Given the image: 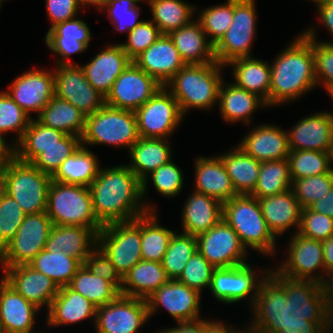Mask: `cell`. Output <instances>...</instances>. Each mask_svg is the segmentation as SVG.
Listing matches in <instances>:
<instances>
[{
    "label": "cell",
    "instance_id": "62",
    "mask_svg": "<svg viewBox=\"0 0 333 333\" xmlns=\"http://www.w3.org/2000/svg\"><path fill=\"white\" fill-rule=\"evenodd\" d=\"M49 29L56 24L65 22L78 16L83 10L77 0H45Z\"/></svg>",
    "mask_w": 333,
    "mask_h": 333
},
{
    "label": "cell",
    "instance_id": "52",
    "mask_svg": "<svg viewBox=\"0 0 333 333\" xmlns=\"http://www.w3.org/2000/svg\"><path fill=\"white\" fill-rule=\"evenodd\" d=\"M333 187V169L329 173L292 180L291 190L302 209L324 198Z\"/></svg>",
    "mask_w": 333,
    "mask_h": 333
},
{
    "label": "cell",
    "instance_id": "9",
    "mask_svg": "<svg viewBox=\"0 0 333 333\" xmlns=\"http://www.w3.org/2000/svg\"><path fill=\"white\" fill-rule=\"evenodd\" d=\"M252 265L253 263L249 262L233 267L215 268L209 288L211 297L219 304L226 306L245 300V303L248 301L247 306L251 308L261 282L268 276L271 269V266L267 268Z\"/></svg>",
    "mask_w": 333,
    "mask_h": 333
},
{
    "label": "cell",
    "instance_id": "5",
    "mask_svg": "<svg viewBox=\"0 0 333 333\" xmlns=\"http://www.w3.org/2000/svg\"><path fill=\"white\" fill-rule=\"evenodd\" d=\"M222 218L237 233L250 253L257 252L264 258H276L280 243L268 228L257 198L250 195L232 197L223 203Z\"/></svg>",
    "mask_w": 333,
    "mask_h": 333
},
{
    "label": "cell",
    "instance_id": "30",
    "mask_svg": "<svg viewBox=\"0 0 333 333\" xmlns=\"http://www.w3.org/2000/svg\"><path fill=\"white\" fill-rule=\"evenodd\" d=\"M263 217L273 235L279 239L298 231L302 207L291 189L286 192L258 199Z\"/></svg>",
    "mask_w": 333,
    "mask_h": 333
},
{
    "label": "cell",
    "instance_id": "56",
    "mask_svg": "<svg viewBox=\"0 0 333 333\" xmlns=\"http://www.w3.org/2000/svg\"><path fill=\"white\" fill-rule=\"evenodd\" d=\"M25 217L17 201L3 192L0 196V252L15 236Z\"/></svg>",
    "mask_w": 333,
    "mask_h": 333
},
{
    "label": "cell",
    "instance_id": "19",
    "mask_svg": "<svg viewBox=\"0 0 333 333\" xmlns=\"http://www.w3.org/2000/svg\"><path fill=\"white\" fill-rule=\"evenodd\" d=\"M55 96L67 100L86 116L105 105V97L87 81L80 64L54 67Z\"/></svg>",
    "mask_w": 333,
    "mask_h": 333
},
{
    "label": "cell",
    "instance_id": "23",
    "mask_svg": "<svg viewBox=\"0 0 333 333\" xmlns=\"http://www.w3.org/2000/svg\"><path fill=\"white\" fill-rule=\"evenodd\" d=\"M250 127L236 143L246 154L261 162L288 159L290 149L285 128L268 122Z\"/></svg>",
    "mask_w": 333,
    "mask_h": 333
},
{
    "label": "cell",
    "instance_id": "42",
    "mask_svg": "<svg viewBox=\"0 0 333 333\" xmlns=\"http://www.w3.org/2000/svg\"><path fill=\"white\" fill-rule=\"evenodd\" d=\"M161 223L158 211H149L141 216L142 260L162 262L176 230L164 227Z\"/></svg>",
    "mask_w": 333,
    "mask_h": 333
},
{
    "label": "cell",
    "instance_id": "74",
    "mask_svg": "<svg viewBox=\"0 0 333 333\" xmlns=\"http://www.w3.org/2000/svg\"><path fill=\"white\" fill-rule=\"evenodd\" d=\"M327 95H329V97L332 99L333 101V87L329 88L327 91H326Z\"/></svg>",
    "mask_w": 333,
    "mask_h": 333
},
{
    "label": "cell",
    "instance_id": "15",
    "mask_svg": "<svg viewBox=\"0 0 333 333\" xmlns=\"http://www.w3.org/2000/svg\"><path fill=\"white\" fill-rule=\"evenodd\" d=\"M150 321L147 301L119 295L114 301L97 307L96 333H143Z\"/></svg>",
    "mask_w": 333,
    "mask_h": 333
},
{
    "label": "cell",
    "instance_id": "60",
    "mask_svg": "<svg viewBox=\"0 0 333 333\" xmlns=\"http://www.w3.org/2000/svg\"><path fill=\"white\" fill-rule=\"evenodd\" d=\"M84 265L102 279L112 282L119 290L122 286V277L116 271L110 258L97 245L88 255Z\"/></svg>",
    "mask_w": 333,
    "mask_h": 333
},
{
    "label": "cell",
    "instance_id": "36",
    "mask_svg": "<svg viewBox=\"0 0 333 333\" xmlns=\"http://www.w3.org/2000/svg\"><path fill=\"white\" fill-rule=\"evenodd\" d=\"M168 280L160 262L141 260L123 276L120 294L146 300Z\"/></svg>",
    "mask_w": 333,
    "mask_h": 333
},
{
    "label": "cell",
    "instance_id": "21",
    "mask_svg": "<svg viewBox=\"0 0 333 333\" xmlns=\"http://www.w3.org/2000/svg\"><path fill=\"white\" fill-rule=\"evenodd\" d=\"M289 149L313 150L333 154V112L307 114L287 130Z\"/></svg>",
    "mask_w": 333,
    "mask_h": 333
},
{
    "label": "cell",
    "instance_id": "28",
    "mask_svg": "<svg viewBox=\"0 0 333 333\" xmlns=\"http://www.w3.org/2000/svg\"><path fill=\"white\" fill-rule=\"evenodd\" d=\"M132 62L162 86L186 65L168 34H163Z\"/></svg>",
    "mask_w": 333,
    "mask_h": 333
},
{
    "label": "cell",
    "instance_id": "22",
    "mask_svg": "<svg viewBox=\"0 0 333 333\" xmlns=\"http://www.w3.org/2000/svg\"><path fill=\"white\" fill-rule=\"evenodd\" d=\"M3 280L17 293L43 311L49 310L59 291L57 284L48 276L29 265L0 268ZM47 307V308H46Z\"/></svg>",
    "mask_w": 333,
    "mask_h": 333
},
{
    "label": "cell",
    "instance_id": "26",
    "mask_svg": "<svg viewBox=\"0 0 333 333\" xmlns=\"http://www.w3.org/2000/svg\"><path fill=\"white\" fill-rule=\"evenodd\" d=\"M193 161V191L209 195L222 204L238 195L219 155H197Z\"/></svg>",
    "mask_w": 333,
    "mask_h": 333
},
{
    "label": "cell",
    "instance_id": "66",
    "mask_svg": "<svg viewBox=\"0 0 333 333\" xmlns=\"http://www.w3.org/2000/svg\"><path fill=\"white\" fill-rule=\"evenodd\" d=\"M310 208L333 219V187L324 198L314 202Z\"/></svg>",
    "mask_w": 333,
    "mask_h": 333
},
{
    "label": "cell",
    "instance_id": "8",
    "mask_svg": "<svg viewBox=\"0 0 333 333\" xmlns=\"http://www.w3.org/2000/svg\"><path fill=\"white\" fill-rule=\"evenodd\" d=\"M4 192L21 206L26 215L45 212L52 177L32 163L14 157L3 167Z\"/></svg>",
    "mask_w": 333,
    "mask_h": 333
},
{
    "label": "cell",
    "instance_id": "64",
    "mask_svg": "<svg viewBox=\"0 0 333 333\" xmlns=\"http://www.w3.org/2000/svg\"><path fill=\"white\" fill-rule=\"evenodd\" d=\"M212 319V317L205 318L203 316L195 320L179 321L176 322L177 325H169L168 328L156 330V333H205V327Z\"/></svg>",
    "mask_w": 333,
    "mask_h": 333
},
{
    "label": "cell",
    "instance_id": "38",
    "mask_svg": "<svg viewBox=\"0 0 333 333\" xmlns=\"http://www.w3.org/2000/svg\"><path fill=\"white\" fill-rule=\"evenodd\" d=\"M95 153L81 145L74 154L61 163L52 176V181L89 187L103 167Z\"/></svg>",
    "mask_w": 333,
    "mask_h": 333
},
{
    "label": "cell",
    "instance_id": "71",
    "mask_svg": "<svg viewBox=\"0 0 333 333\" xmlns=\"http://www.w3.org/2000/svg\"><path fill=\"white\" fill-rule=\"evenodd\" d=\"M80 8L84 11L85 8L93 7L99 12L105 7L107 0H77Z\"/></svg>",
    "mask_w": 333,
    "mask_h": 333
},
{
    "label": "cell",
    "instance_id": "27",
    "mask_svg": "<svg viewBox=\"0 0 333 333\" xmlns=\"http://www.w3.org/2000/svg\"><path fill=\"white\" fill-rule=\"evenodd\" d=\"M40 311L4 280L0 282V333L37 331L35 321Z\"/></svg>",
    "mask_w": 333,
    "mask_h": 333
},
{
    "label": "cell",
    "instance_id": "67",
    "mask_svg": "<svg viewBox=\"0 0 333 333\" xmlns=\"http://www.w3.org/2000/svg\"><path fill=\"white\" fill-rule=\"evenodd\" d=\"M326 330L319 324L306 322V325L284 326L278 333H325Z\"/></svg>",
    "mask_w": 333,
    "mask_h": 333
},
{
    "label": "cell",
    "instance_id": "33",
    "mask_svg": "<svg viewBox=\"0 0 333 333\" xmlns=\"http://www.w3.org/2000/svg\"><path fill=\"white\" fill-rule=\"evenodd\" d=\"M171 144L163 138H139L127 153L130 162L126 165L143 182L149 174L173 159L174 147Z\"/></svg>",
    "mask_w": 333,
    "mask_h": 333
},
{
    "label": "cell",
    "instance_id": "32",
    "mask_svg": "<svg viewBox=\"0 0 333 333\" xmlns=\"http://www.w3.org/2000/svg\"><path fill=\"white\" fill-rule=\"evenodd\" d=\"M168 35L186 64L217 62L214 44L206 36L197 18Z\"/></svg>",
    "mask_w": 333,
    "mask_h": 333
},
{
    "label": "cell",
    "instance_id": "34",
    "mask_svg": "<svg viewBox=\"0 0 333 333\" xmlns=\"http://www.w3.org/2000/svg\"><path fill=\"white\" fill-rule=\"evenodd\" d=\"M97 246V234L81 226L53 225L45 249L63 251L84 265L89 253Z\"/></svg>",
    "mask_w": 333,
    "mask_h": 333
},
{
    "label": "cell",
    "instance_id": "1",
    "mask_svg": "<svg viewBox=\"0 0 333 333\" xmlns=\"http://www.w3.org/2000/svg\"><path fill=\"white\" fill-rule=\"evenodd\" d=\"M249 333H278L284 326L319 323L329 331V312L321 283L291 279L273 267L250 308Z\"/></svg>",
    "mask_w": 333,
    "mask_h": 333
},
{
    "label": "cell",
    "instance_id": "78",
    "mask_svg": "<svg viewBox=\"0 0 333 333\" xmlns=\"http://www.w3.org/2000/svg\"><path fill=\"white\" fill-rule=\"evenodd\" d=\"M3 280V273L2 275L0 274V282Z\"/></svg>",
    "mask_w": 333,
    "mask_h": 333
},
{
    "label": "cell",
    "instance_id": "54",
    "mask_svg": "<svg viewBox=\"0 0 333 333\" xmlns=\"http://www.w3.org/2000/svg\"><path fill=\"white\" fill-rule=\"evenodd\" d=\"M214 269L215 267L197 250L188 260L177 280L203 295L204 289L209 291Z\"/></svg>",
    "mask_w": 333,
    "mask_h": 333
},
{
    "label": "cell",
    "instance_id": "70",
    "mask_svg": "<svg viewBox=\"0 0 333 333\" xmlns=\"http://www.w3.org/2000/svg\"><path fill=\"white\" fill-rule=\"evenodd\" d=\"M328 310H333V272L328 274L322 283Z\"/></svg>",
    "mask_w": 333,
    "mask_h": 333
},
{
    "label": "cell",
    "instance_id": "17",
    "mask_svg": "<svg viewBox=\"0 0 333 333\" xmlns=\"http://www.w3.org/2000/svg\"><path fill=\"white\" fill-rule=\"evenodd\" d=\"M11 82L4 90L31 118L33 114L37 116L55 95L54 67H31Z\"/></svg>",
    "mask_w": 333,
    "mask_h": 333
},
{
    "label": "cell",
    "instance_id": "51",
    "mask_svg": "<svg viewBox=\"0 0 333 333\" xmlns=\"http://www.w3.org/2000/svg\"><path fill=\"white\" fill-rule=\"evenodd\" d=\"M141 9L140 4L134 0H113L107 2L105 7L100 13H105L107 19L113 26L114 31L125 33V36L129 31L133 30L141 20Z\"/></svg>",
    "mask_w": 333,
    "mask_h": 333
},
{
    "label": "cell",
    "instance_id": "12",
    "mask_svg": "<svg viewBox=\"0 0 333 333\" xmlns=\"http://www.w3.org/2000/svg\"><path fill=\"white\" fill-rule=\"evenodd\" d=\"M287 247L280 263L273 268L291 279L313 280L323 283L328 275L325 271L323 246L321 241L289 233ZM286 251V252H285Z\"/></svg>",
    "mask_w": 333,
    "mask_h": 333
},
{
    "label": "cell",
    "instance_id": "73",
    "mask_svg": "<svg viewBox=\"0 0 333 333\" xmlns=\"http://www.w3.org/2000/svg\"><path fill=\"white\" fill-rule=\"evenodd\" d=\"M313 2L315 4V8H317L319 5L323 4V3H327L328 1H332V0H308V2Z\"/></svg>",
    "mask_w": 333,
    "mask_h": 333
},
{
    "label": "cell",
    "instance_id": "31",
    "mask_svg": "<svg viewBox=\"0 0 333 333\" xmlns=\"http://www.w3.org/2000/svg\"><path fill=\"white\" fill-rule=\"evenodd\" d=\"M223 214V204L209 195L191 191L181 208L182 233L197 237L214 227Z\"/></svg>",
    "mask_w": 333,
    "mask_h": 333
},
{
    "label": "cell",
    "instance_id": "43",
    "mask_svg": "<svg viewBox=\"0 0 333 333\" xmlns=\"http://www.w3.org/2000/svg\"><path fill=\"white\" fill-rule=\"evenodd\" d=\"M65 135L62 131L46 127L32 117L15 146V157L22 162L32 163L45 148L57 145Z\"/></svg>",
    "mask_w": 333,
    "mask_h": 333
},
{
    "label": "cell",
    "instance_id": "58",
    "mask_svg": "<svg viewBox=\"0 0 333 333\" xmlns=\"http://www.w3.org/2000/svg\"><path fill=\"white\" fill-rule=\"evenodd\" d=\"M91 29L81 16L56 24L47 30L43 39H70L83 43L87 48L92 41Z\"/></svg>",
    "mask_w": 333,
    "mask_h": 333
},
{
    "label": "cell",
    "instance_id": "49",
    "mask_svg": "<svg viewBox=\"0 0 333 333\" xmlns=\"http://www.w3.org/2000/svg\"><path fill=\"white\" fill-rule=\"evenodd\" d=\"M203 8L196 10V18L201 22L208 39L215 45L232 24L234 0H225Z\"/></svg>",
    "mask_w": 333,
    "mask_h": 333
},
{
    "label": "cell",
    "instance_id": "25",
    "mask_svg": "<svg viewBox=\"0 0 333 333\" xmlns=\"http://www.w3.org/2000/svg\"><path fill=\"white\" fill-rule=\"evenodd\" d=\"M217 108L226 124L240 123L247 127L252 126L255 112L261 108L265 111L268 106L258 95L237 86L232 81L226 82L224 78L219 88Z\"/></svg>",
    "mask_w": 333,
    "mask_h": 333
},
{
    "label": "cell",
    "instance_id": "39",
    "mask_svg": "<svg viewBox=\"0 0 333 333\" xmlns=\"http://www.w3.org/2000/svg\"><path fill=\"white\" fill-rule=\"evenodd\" d=\"M35 119L46 127L57 129L66 135L81 138L85 130L86 115L67 100L55 95Z\"/></svg>",
    "mask_w": 333,
    "mask_h": 333
},
{
    "label": "cell",
    "instance_id": "18",
    "mask_svg": "<svg viewBox=\"0 0 333 333\" xmlns=\"http://www.w3.org/2000/svg\"><path fill=\"white\" fill-rule=\"evenodd\" d=\"M201 295L178 280H168L146 301L150 319L156 312L166 310L175 322L199 319L202 316ZM162 308V309H161Z\"/></svg>",
    "mask_w": 333,
    "mask_h": 333
},
{
    "label": "cell",
    "instance_id": "6",
    "mask_svg": "<svg viewBox=\"0 0 333 333\" xmlns=\"http://www.w3.org/2000/svg\"><path fill=\"white\" fill-rule=\"evenodd\" d=\"M139 138L134 111L105 104L94 114L86 116L81 145L87 148L112 146L114 149H125L128 153Z\"/></svg>",
    "mask_w": 333,
    "mask_h": 333
},
{
    "label": "cell",
    "instance_id": "72",
    "mask_svg": "<svg viewBox=\"0 0 333 333\" xmlns=\"http://www.w3.org/2000/svg\"><path fill=\"white\" fill-rule=\"evenodd\" d=\"M4 192L3 167L0 166V196Z\"/></svg>",
    "mask_w": 333,
    "mask_h": 333
},
{
    "label": "cell",
    "instance_id": "41",
    "mask_svg": "<svg viewBox=\"0 0 333 333\" xmlns=\"http://www.w3.org/2000/svg\"><path fill=\"white\" fill-rule=\"evenodd\" d=\"M151 21L154 22L162 34L187 25L196 18L198 6L185 0H147Z\"/></svg>",
    "mask_w": 333,
    "mask_h": 333
},
{
    "label": "cell",
    "instance_id": "57",
    "mask_svg": "<svg viewBox=\"0 0 333 333\" xmlns=\"http://www.w3.org/2000/svg\"><path fill=\"white\" fill-rule=\"evenodd\" d=\"M304 237L323 241L333 236V219L313 211L310 207L302 209L297 231Z\"/></svg>",
    "mask_w": 333,
    "mask_h": 333
},
{
    "label": "cell",
    "instance_id": "65",
    "mask_svg": "<svg viewBox=\"0 0 333 333\" xmlns=\"http://www.w3.org/2000/svg\"><path fill=\"white\" fill-rule=\"evenodd\" d=\"M228 324L226 321L214 318L206 325L205 333H249L247 324H240L237 327Z\"/></svg>",
    "mask_w": 333,
    "mask_h": 333
},
{
    "label": "cell",
    "instance_id": "37",
    "mask_svg": "<svg viewBox=\"0 0 333 333\" xmlns=\"http://www.w3.org/2000/svg\"><path fill=\"white\" fill-rule=\"evenodd\" d=\"M217 154L225 165L236 193L250 195L259 178L261 161L246 154L237 144Z\"/></svg>",
    "mask_w": 333,
    "mask_h": 333
},
{
    "label": "cell",
    "instance_id": "48",
    "mask_svg": "<svg viewBox=\"0 0 333 333\" xmlns=\"http://www.w3.org/2000/svg\"><path fill=\"white\" fill-rule=\"evenodd\" d=\"M197 251V238L176 231L162 259V267L169 280H177L191 256Z\"/></svg>",
    "mask_w": 333,
    "mask_h": 333
},
{
    "label": "cell",
    "instance_id": "24",
    "mask_svg": "<svg viewBox=\"0 0 333 333\" xmlns=\"http://www.w3.org/2000/svg\"><path fill=\"white\" fill-rule=\"evenodd\" d=\"M108 43L89 62L80 64L87 81L104 97L111 91L115 80L132 63L120 42Z\"/></svg>",
    "mask_w": 333,
    "mask_h": 333
},
{
    "label": "cell",
    "instance_id": "29",
    "mask_svg": "<svg viewBox=\"0 0 333 333\" xmlns=\"http://www.w3.org/2000/svg\"><path fill=\"white\" fill-rule=\"evenodd\" d=\"M97 307L80 293L68 286L59 287L58 294L52 300L49 310L46 312L44 326L66 327L82 323L86 320L95 324Z\"/></svg>",
    "mask_w": 333,
    "mask_h": 333
},
{
    "label": "cell",
    "instance_id": "10",
    "mask_svg": "<svg viewBox=\"0 0 333 333\" xmlns=\"http://www.w3.org/2000/svg\"><path fill=\"white\" fill-rule=\"evenodd\" d=\"M256 6V0H234L232 24L214 45L216 60L222 66L239 58L253 57L252 47L258 35Z\"/></svg>",
    "mask_w": 333,
    "mask_h": 333
},
{
    "label": "cell",
    "instance_id": "3",
    "mask_svg": "<svg viewBox=\"0 0 333 333\" xmlns=\"http://www.w3.org/2000/svg\"><path fill=\"white\" fill-rule=\"evenodd\" d=\"M291 40L270 62L269 109L296 102L318 87L312 39L301 32Z\"/></svg>",
    "mask_w": 333,
    "mask_h": 333
},
{
    "label": "cell",
    "instance_id": "50",
    "mask_svg": "<svg viewBox=\"0 0 333 333\" xmlns=\"http://www.w3.org/2000/svg\"><path fill=\"white\" fill-rule=\"evenodd\" d=\"M31 117L9 96L3 89L0 90V135L13 133L11 144L15 147L27 129ZM12 132V133H11Z\"/></svg>",
    "mask_w": 333,
    "mask_h": 333
},
{
    "label": "cell",
    "instance_id": "63",
    "mask_svg": "<svg viewBox=\"0 0 333 333\" xmlns=\"http://www.w3.org/2000/svg\"><path fill=\"white\" fill-rule=\"evenodd\" d=\"M316 15H317V24L320 25V27L324 26V30H328L329 35L331 34V37L333 39V0L332 1H328L327 3H323L321 5H319L316 8ZM322 24V26H321ZM318 25L315 24H311L308 26V28H304V30L302 31L309 39L312 40H316L318 42L321 43H326V44H333V40L331 39V41L327 39L324 40L322 38V40H319L320 38L318 36H320V34H318L320 31L319 28H317ZM318 34V35H317Z\"/></svg>",
    "mask_w": 333,
    "mask_h": 333
},
{
    "label": "cell",
    "instance_id": "61",
    "mask_svg": "<svg viewBox=\"0 0 333 333\" xmlns=\"http://www.w3.org/2000/svg\"><path fill=\"white\" fill-rule=\"evenodd\" d=\"M46 48L53 53L55 65H70L79 64L72 62L70 57L73 55L81 54L88 50V48L81 42L70 39H44Z\"/></svg>",
    "mask_w": 333,
    "mask_h": 333
},
{
    "label": "cell",
    "instance_id": "16",
    "mask_svg": "<svg viewBox=\"0 0 333 333\" xmlns=\"http://www.w3.org/2000/svg\"><path fill=\"white\" fill-rule=\"evenodd\" d=\"M196 238L197 250L215 268L233 267L250 262L251 253L223 218Z\"/></svg>",
    "mask_w": 333,
    "mask_h": 333
},
{
    "label": "cell",
    "instance_id": "46",
    "mask_svg": "<svg viewBox=\"0 0 333 333\" xmlns=\"http://www.w3.org/2000/svg\"><path fill=\"white\" fill-rule=\"evenodd\" d=\"M288 159L261 162L259 178L250 196L262 199L291 189Z\"/></svg>",
    "mask_w": 333,
    "mask_h": 333
},
{
    "label": "cell",
    "instance_id": "55",
    "mask_svg": "<svg viewBox=\"0 0 333 333\" xmlns=\"http://www.w3.org/2000/svg\"><path fill=\"white\" fill-rule=\"evenodd\" d=\"M163 34L158 26L150 19H144L133 30L129 31L125 42L120 45L127 56L133 61Z\"/></svg>",
    "mask_w": 333,
    "mask_h": 333
},
{
    "label": "cell",
    "instance_id": "45",
    "mask_svg": "<svg viewBox=\"0 0 333 333\" xmlns=\"http://www.w3.org/2000/svg\"><path fill=\"white\" fill-rule=\"evenodd\" d=\"M67 286L96 307L104 306L120 295V290L112 282L94 275L85 265L77 270Z\"/></svg>",
    "mask_w": 333,
    "mask_h": 333
},
{
    "label": "cell",
    "instance_id": "47",
    "mask_svg": "<svg viewBox=\"0 0 333 333\" xmlns=\"http://www.w3.org/2000/svg\"><path fill=\"white\" fill-rule=\"evenodd\" d=\"M288 161L291 181L329 173L333 169V154L322 151H290Z\"/></svg>",
    "mask_w": 333,
    "mask_h": 333
},
{
    "label": "cell",
    "instance_id": "2",
    "mask_svg": "<svg viewBox=\"0 0 333 333\" xmlns=\"http://www.w3.org/2000/svg\"><path fill=\"white\" fill-rule=\"evenodd\" d=\"M89 189L95 217L103 226L131 221L149 212L142 197V182L126 164L101 167Z\"/></svg>",
    "mask_w": 333,
    "mask_h": 333
},
{
    "label": "cell",
    "instance_id": "40",
    "mask_svg": "<svg viewBox=\"0 0 333 333\" xmlns=\"http://www.w3.org/2000/svg\"><path fill=\"white\" fill-rule=\"evenodd\" d=\"M185 175L181 167L172 159L149 174L142 182V197L148 211H158L157 205L149 198L151 183L157 194L166 199L179 197L186 186ZM152 181V182H151ZM149 185V186H148ZM150 200V201H149Z\"/></svg>",
    "mask_w": 333,
    "mask_h": 333
},
{
    "label": "cell",
    "instance_id": "75",
    "mask_svg": "<svg viewBox=\"0 0 333 333\" xmlns=\"http://www.w3.org/2000/svg\"><path fill=\"white\" fill-rule=\"evenodd\" d=\"M40 327H41V326L39 325L38 330L35 331V332H32V333H50L49 331L46 332L44 329L41 330ZM44 331H45V332H44Z\"/></svg>",
    "mask_w": 333,
    "mask_h": 333
},
{
    "label": "cell",
    "instance_id": "77",
    "mask_svg": "<svg viewBox=\"0 0 333 333\" xmlns=\"http://www.w3.org/2000/svg\"><path fill=\"white\" fill-rule=\"evenodd\" d=\"M4 2H6V0H0V12H1V10H2V7H3Z\"/></svg>",
    "mask_w": 333,
    "mask_h": 333
},
{
    "label": "cell",
    "instance_id": "4",
    "mask_svg": "<svg viewBox=\"0 0 333 333\" xmlns=\"http://www.w3.org/2000/svg\"><path fill=\"white\" fill-rule=\"evenodd\" d=\"M225 70L218 62L186 64L165 85L178 101L184 117L193 109L207 112L217 107Z\"/></svg>",
    "mask_w": 333,
    "mask_h": 333
},
{
    "label": "cell",
    "instance_id": "53",
    "mask_svg": "<svg viewBox=\"0 0 333 333\" xmlns=\"http://www.w3.org/2000/svg\"><path fill=\"white\" fill-rule=\"evenodd\" d=\"M81 146V138L74 135H65L57 145L45 148L44 151L32 162L41 172L51 177L61 166V163L74 154Z\"/></svg>",
    "mask_w": 333,
    "mask_h": 333
},
{
    "label": "cell",
    "instance_id": "11",
    "mask_svg": "<svg viewBox=\"0 0 333 333\" xmlns=\"http://www.w3.org/2000/svg\"><path fill=\"white\" fill-rule=\"evenodd\" d=\"M97 245L110 258L123 278L142 260L141 216L131 221L105 225L97 234Z\"/></svg>",
    "mask_w": 333,
    "mask_h": 333
},
{
    "label": "cell",
    "instance_id": "68",
    "mask_svg": "<svg viewBox=\"0 0 333 333\" xmlns=\"http://www.w3.org/2000/svg\"><path fill=\"white\" fill-rule=\"evenodd\" d=\"M15 157V147L0 135V166L4 167Z\"/></svg>",
    "mask_w": 333,
    "mask_h": 333
},
{
    "label": "cell",
    "instance_id": "7",
    "mask_svg": "<svg viewBox=\"0 0 333 333\" xmlns=\"http://www.w3.org/2000/svg\"><path fill=\"white\" fill-rule=\"evenodd\" d=\"M46 213L53 225L86 227L96 234L104 227L95 217L91 192L87 186L52 181Z\"/></svg>",
    "mask_w": 333,
    "mask_h": 333
},
{
    "label": "cell",
    "instance_id": "69",
    "mask_svg": "<svg viewBox=\"0 0 333 333\" xmlns=\"http://www.w3.org/2000/svg\"><path fill=\"white\" fill-rule=\"evenodd\" d=\"M323 246V256L325 271L327 274L333 272V236L321 241Z\"/></svg>",
    "mask_w": 333,
    "mask_h": 333
},
{
    "label": "cell",
    "instance_id": "20",
    "mask_svg": "<svg viewBox=\"0 0 333 333\" xmlns=\"http://www.w3.org/2000/svg\"><path fill=\"white\" fill-rule=\"evenodd\" d=\"M161 87L156 79L132 62L113 83L111 91L105 97V104L135 111L151 99Z\"/></svg>",
    "mask_w": 333,
    "mask_h": 333
},
{
    "label": "cell",
    "instance_id": "35",
    "mask_svg": "<svg viewBox=\"0 0 333 333\" xmlns=\"http://www.w3.org/2000/svg\"><path fill=\"white\" fill-rule=\"evenodd\" d=\"M225 67L230 68L233 83L258 95L266 102L269 110L270 62L253 56L233 60Z\"/></svg>",
    "mask_w": 333,
    "mask_h": 333
},
{
    "label": "cell",
    "instance_id": "59",
    "mask_svg": "<svg viewBox=\"0 0 333 333\" xmlns=\"http://www.w3.org/2000/svg\"><path fill=\"white\" fill-rule=\"evenodd\" d=\"M317 85L326 92L333 87V44L312 40Z\"/></svg>",
    "mask_w": 333,
    "mask_h": 333
},
{
    "label": "cell",
    "instance_id": "44",
    "mask_svg": "<svg viewBox=\"0 0 333 333\" xmlns=\"http://www.w3.org/2000/svg\"><path fill=\"white\" fill-rule=\"evenodd\" d=\"M28 265L50 277L58 287L67 286L82 266L77 259L53 249H43Z\"/></svg>",
    "mask_w": 333,
    "mask_h": 333
},
{
    "label": "cell",
    "instance_id": "76",
    "mask_svg": "<svg viewBox=\"0 0 333 333\" xmlns=\"http://www.w3.org/2000/svg\"><path fill=\"white\" fill-rule=\"evenodd\" d=\"M110 1H113V0H107V2H110ZM136 3H140V4H142V3H146L147 2V0H134ZM142 2V3H141Z\"/></svg>",
    "mask_w": 333,
    "mask_h": 333
},
{
    "label": "cell",
    "instance_id": "14",
    "mask_svg": "<svg viewBox=\"0 0 333 333\" xmlns=\"http://www.w3.org/2000/svg\"><path fill=\"white\" fill-rule=\"evenodd\" d=\"M52 226L46 211L26 215L15 236L0 252V268L28 265L45 249Z\"/></svg>",
    "mask_w": 333,
    "mask_h": 333
},
{
    "label": "cell",
    "instance_id": "13",
    "mask_svg": "<svg viewBox=\"0 0 333 333\" xmlns=\"http://www.w3.org/2000/svg\"><path fill=\"white\" fill-rule=\"evenodd\" d=\"M134 113L140 138L172 139L185 120L178 101L165 86Z\"/></svg>",
    "mask_w": 333,
    "mask_h": 333
}]
</instances>
